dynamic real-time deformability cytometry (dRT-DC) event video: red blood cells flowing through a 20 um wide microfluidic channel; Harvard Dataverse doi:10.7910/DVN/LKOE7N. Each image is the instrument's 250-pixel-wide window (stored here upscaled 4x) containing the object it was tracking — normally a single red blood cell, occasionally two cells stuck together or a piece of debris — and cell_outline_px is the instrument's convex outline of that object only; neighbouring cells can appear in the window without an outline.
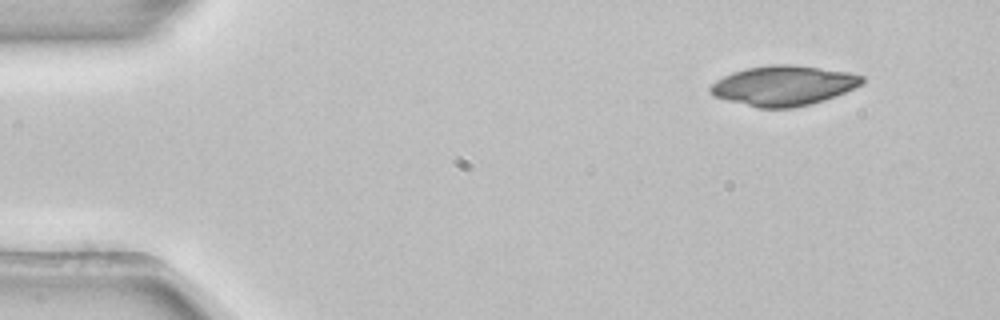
{"species": "common noctule bat (a hibernating species)", "species_latin": "Nyctalus noctula", "temperature_condition": "room temperature", "stored_images_in_passage": 3, "camera_frame_rate_fps": 3000, "um_per_image_px": 0.085, "animal": {"sex": "female", "body_mass_g": 22.7, "forearm_length_mm": 54.2}, "frame": {"image": 1, "passage_image": 1, "time_ms": 0.0, "image_size_px": [1000, 320], "cell_outline_px": [[864, 84], [836, 96], [824, 100], [792, 108], [756, 108], [728, 100], [716, 96], [708, 88], [716, 80], [732, 72], [748, 68], [772, 64], [792, 64], [848, 72], [864, 76]], "centroid_in_image_um": [66.63, 7.27], "position_along_channel_um": 18.4, "area_um2": 35.2}}